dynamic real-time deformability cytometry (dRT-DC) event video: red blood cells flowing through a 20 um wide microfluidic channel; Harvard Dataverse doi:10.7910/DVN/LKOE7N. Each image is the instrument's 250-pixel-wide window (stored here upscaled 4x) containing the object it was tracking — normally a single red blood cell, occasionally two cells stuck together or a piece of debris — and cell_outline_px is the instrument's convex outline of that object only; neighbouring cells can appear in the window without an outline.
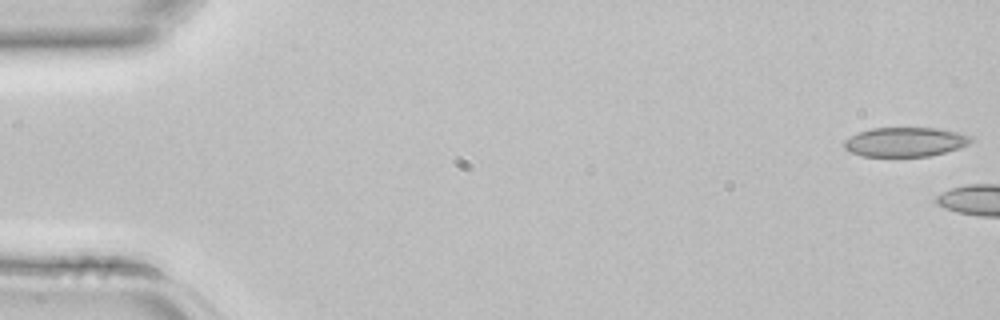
{"species": "common noctule bat (a hibernating species)", "species_latin": "Nyctalus noctula", "temperature_condition": "room temperature", "stored_images_in_passage": 4, "camera_frame_rate_fps": 3000, "um_per_image_px": 0.085, "animal": {"sex": "female", "body_mass_g": 22.7, "forearm_length_mm": 54.2}, "frame": {"image": 1, "passage_image": 1, "time_ms": 0.0, "image_size_px": [1000, 320], "cell_outline_px": [[976, 140], [960, 148], [928, 156], [860, 156], [848, 152], [844, 148], [844, 140], [856, 132], [872, 128], [940, 128], [972, 136]], "centroid_in_image_um": [76.93, 12.06], "position_along_channel_um": 8.1, "area_um2": 21.91}}
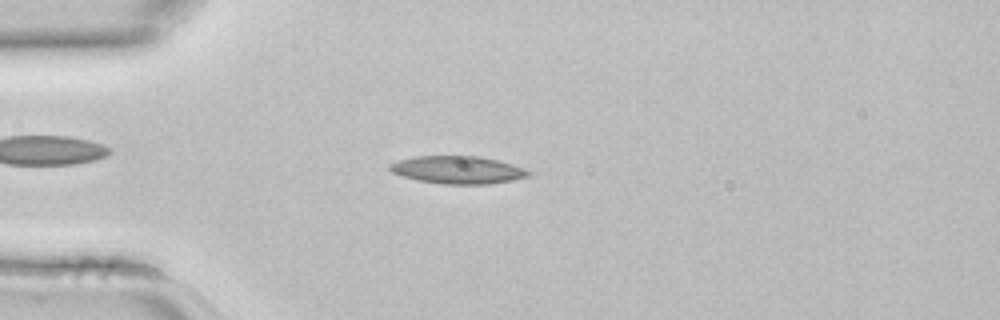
{"frame": {"image": 2, "passage_image": 4, "time_ms": 1.0, "image_size_px": [1000, 320], "cell_outline_px": [[532, 176], [512, 180], [488, 184], [440, 184], [416, 180], [392, 172], [388, 168], [388, 164], [400, 160], [416, 156], [480, 156], [512, 164], [524, 168], [532, 172]], "centroid_in_image_um": [38.93, 14.44], "position_along_channel_um": 46.1, "area_um2": 22.43}}